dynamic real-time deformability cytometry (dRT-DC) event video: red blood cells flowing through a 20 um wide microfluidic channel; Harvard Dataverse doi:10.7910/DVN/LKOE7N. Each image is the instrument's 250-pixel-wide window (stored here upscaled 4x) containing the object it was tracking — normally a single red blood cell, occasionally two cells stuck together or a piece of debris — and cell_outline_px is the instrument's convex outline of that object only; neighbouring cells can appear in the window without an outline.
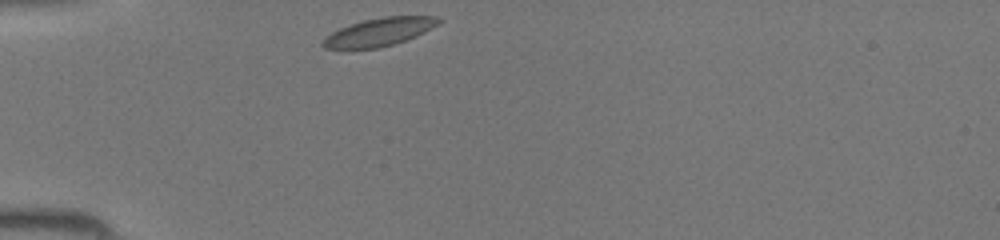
{"species": "common noctule bat (a hibernating species)", "species_latin": "Nyctalus noctula", "temperature_condition": "room temperature", "stored_images_in_passage": 28, "camera_frame_rate_fps": 3000, "um_per_image_px": 0.085, "animal": {"sex": "female", "body_mass_g": 19.5, "forearm_length_mm": 54.1}, "frame": {"image": 1, "passage_image": 1, "time_ms": 0.0, "image_size_px": [1000, 240], "cell_outline_px": [[444, 20], [440, 24], [416, 36], [380, 48], [324, 48], [320, 44], [332, 32], [340, 28], [364, 20], [384, 16], [436, 16]], "centroid_in_image_um": [32.3, 2.7], "position_along_channel_um": 52.7, "area_um2": 18.67}}
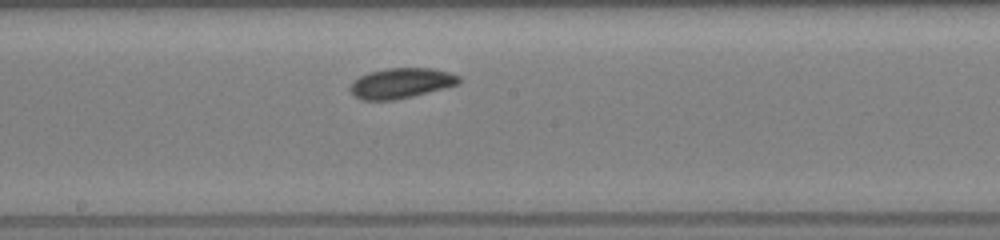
{"frame": {"image": 2, "passage_image": 13, "time_ms": 4.0, "image_size_px": [1000, 240], "cell_outline_px": [[460, 84], [396, 100], [364, 100], [352, 96], [348, 88], [360, 76], [368, 72], [388, 68], [432, 68], [448, 72], [460, 76]], "centroid_in_image_um": [34.08, 7.07], "position_along_channel_um": 214.1, "area_um2": 19.19}}
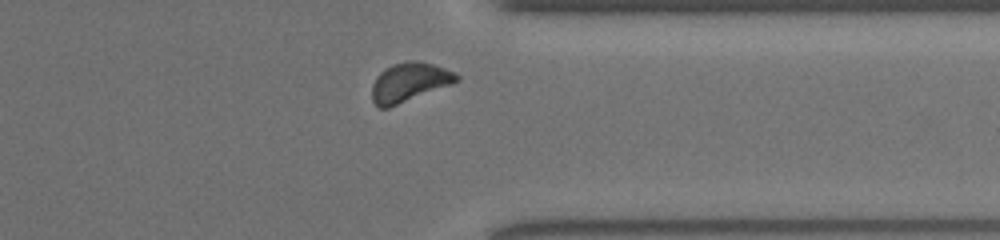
{"frame": {"image": 3, "passage_image": 24, "time_ms": 7.667, "image_size_px": [1000, 240], "cell_outline_px": [[460, 80], [452, 84], [388, 108], [380, 108], [372, 100], [372, 84], [376, 76], [384, 68], [392, 64], [408, 60], [416, 60], [432, 64], [456, 72], [460, 76]], "centroid_in_image_um": [34.79, 6.97], "position_along_channel_um": 376.6, "area_um2": 19.36}}